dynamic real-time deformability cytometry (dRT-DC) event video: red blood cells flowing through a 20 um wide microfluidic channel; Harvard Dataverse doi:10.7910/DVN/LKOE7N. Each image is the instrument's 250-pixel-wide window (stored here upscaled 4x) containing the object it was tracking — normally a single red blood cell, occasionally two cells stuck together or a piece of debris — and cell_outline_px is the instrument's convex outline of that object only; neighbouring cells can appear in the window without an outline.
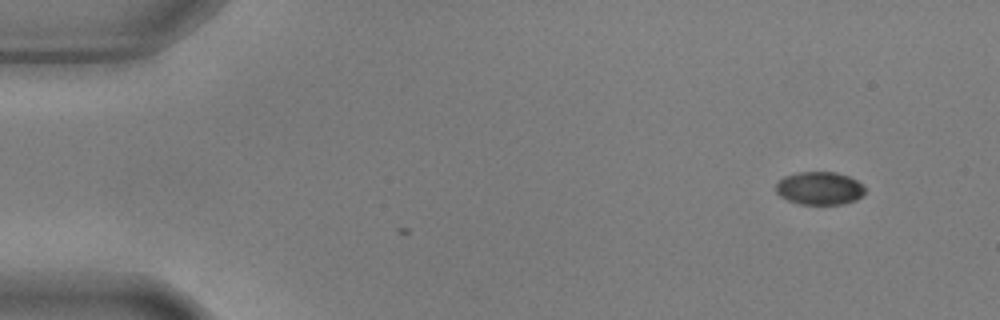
{"species": "common noctule bat (a hibernating species)", "species_latin": "Nyctalus noctula", "temperature_condition": "warm", "stored_images_in_passage": 4, "camera_frame_rate_fps": 3000, "um_per_image_px": 0.085, "animal": {"sex": "male", "body_mass_g": 17.9, "forearm_length_mm": 54.2}, "frame": {"image": 1, "passage_image": 1, "time_ms": 0.0, "image_size_px": [1000, 320], "cell_outline_px": [[864, 192], [856, 200], [844, 204], [800, 204], [788, 200], [780, 196], [776, 192], [776, 180], [784, 176], [800, 172], [836, 172], [848, 176], [856, 180], [864, 188]], "centroid_in_image_um": [69.62, 16.0], "position_along_channel_um": 15.4, "area_um2": 17.11}}